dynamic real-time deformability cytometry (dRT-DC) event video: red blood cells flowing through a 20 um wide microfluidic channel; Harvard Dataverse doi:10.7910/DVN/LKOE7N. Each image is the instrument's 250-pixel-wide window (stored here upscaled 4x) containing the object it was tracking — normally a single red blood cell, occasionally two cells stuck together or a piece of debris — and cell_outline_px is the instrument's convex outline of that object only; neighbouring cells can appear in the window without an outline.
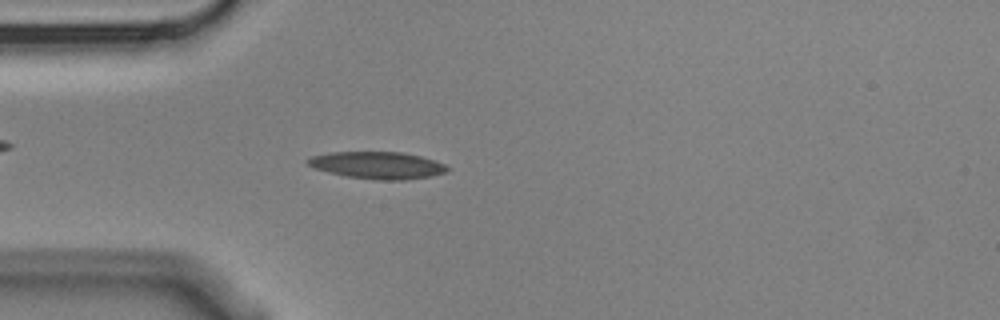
{"species": "Egyptian fruit bat (a non-hibernating species)", "species_latin": "Rousettus aegyptiacus", "temperature_condition": "cold", "stored_images_in_passage": 4, "camera_frame_rate_fps": 3000, "um_per_image_px": 0.085, "animal": {"sex": "male"}, "frame": {"image": 1, "passage_image": 4, "time_ms": 1.0, "image_size_px": [1000, 320], "cell_outline_px": [[452, 168], [448, 172], [432, 176], [404, 180], [376, 180], [348, 176], [328, 172], [312, 168], [304, 160], [312, 156], [332, 152], [404, 152], [420, 156], [444, 164]], "centroid_in_image_um": [32.1, 14.05], "position_along_channel_um": 52.9, "area_um2": 22.14}}